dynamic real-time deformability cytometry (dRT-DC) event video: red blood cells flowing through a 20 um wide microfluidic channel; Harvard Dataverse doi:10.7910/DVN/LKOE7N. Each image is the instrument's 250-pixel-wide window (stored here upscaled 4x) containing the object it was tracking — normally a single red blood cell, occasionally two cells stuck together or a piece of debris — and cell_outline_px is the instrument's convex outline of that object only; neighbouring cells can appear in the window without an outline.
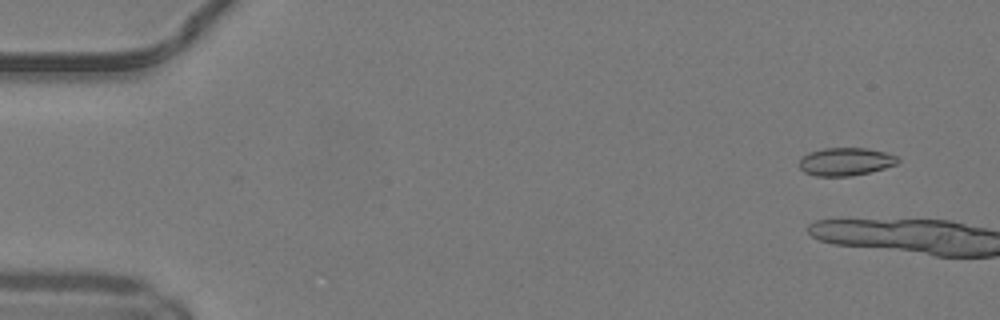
{"species": "common noctule bat (a hibernating species)", "species_latin": "Nyctalus noctula", "temperature_condition": "warm", "stored_images_in_passage": 6, "camera_frame_rate_fps": 3000, "um_per_image_px": 0.085, "animal": {"sex": "male", "body_mass_g": 19.2, "forearm_length_mm": 51.8}, "frame": {"image": 1, "passage_image": 4, "time_ms": 1.0, "image_size_px": [1000, 320], "cell_outline_px": [[900, 160], [896, 164], [884, 168], [852, 176], [816, 176], [804, 172], [800, 168], [800, 156], [808, 152], [824, 148], [868, 148], [900, 156]], "centroid_in_image_um": [71.87, 13.73], "position_along_channel_um": 13.1, "area_um2": 16.18}}